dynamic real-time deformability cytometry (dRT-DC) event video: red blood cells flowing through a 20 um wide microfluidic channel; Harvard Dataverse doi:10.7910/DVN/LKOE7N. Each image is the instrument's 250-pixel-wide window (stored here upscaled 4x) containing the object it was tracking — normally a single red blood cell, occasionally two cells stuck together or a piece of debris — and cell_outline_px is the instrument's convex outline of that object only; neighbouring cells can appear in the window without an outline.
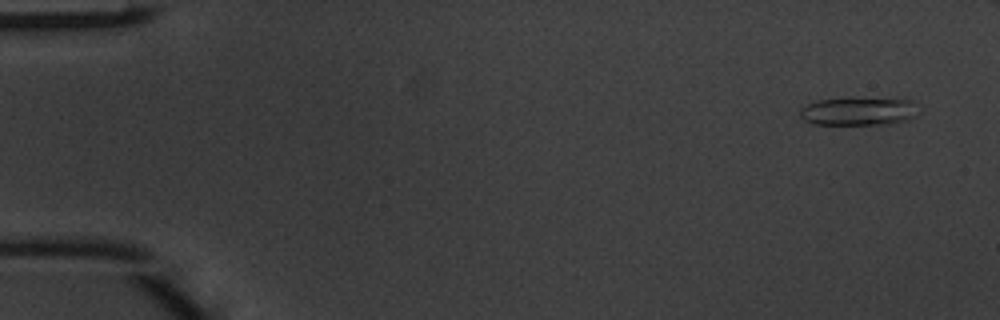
{"species": "common noctule bat (a hibernating species)", "species_latin": "Nyctalus noctula", "temperature_condition": "warm", "stored_images_in_passage": 5, "camera_frame_rate_fps": 3000, "um_per_image_px": 0.085, "animal": {"sex": "male", "body_mass_g": 20.1, "forearm_length_mm": 53.5}, "frame": {"image": 1, "passage_image": 1, "time_ms": 0.0, "image_size_px": [1000, 320], "cell_outline_px": [[916, 116], [908, 120], [888, 124], [812, 124], [804, 120], [800, 116], [800, 108], [808, 104], [820, 100], [852, 96], [912, 100]], "centroid_in_image_um": [72.94, 9.43], "position_along_channel_um": 12.1, "area_um2": 19.77}}